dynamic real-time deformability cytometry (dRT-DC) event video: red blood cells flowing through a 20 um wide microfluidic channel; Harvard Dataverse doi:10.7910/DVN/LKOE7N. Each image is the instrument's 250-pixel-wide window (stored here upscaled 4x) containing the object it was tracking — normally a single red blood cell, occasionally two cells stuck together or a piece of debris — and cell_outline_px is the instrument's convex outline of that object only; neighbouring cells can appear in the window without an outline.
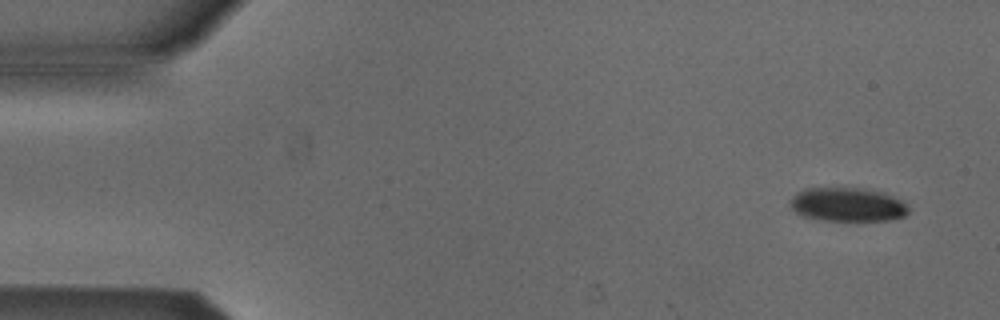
{"species": "Egyptian fruit bat (a non-hibernating species)", "species_latin": "Rousettus aegyptiacus", "temperature_condition": "cold", "stored_images_in_passage": 5, "camera_frame_rate_fps": 3000, "um_per_image_px": 0.085, "animal": {"sex": "male"}, "frame": {"image": 1, "passage_image": 1, "time_ms": 0.0, "image_size_px": [1000, 320], "cell_outline_px": [[912, 208], [904, 216], [888, 220], [856, 224], [820, 220], [804, 216], [796, 212], [792, 208], [792, 196], [796, 192], [804, 188], [864, 188], [884, 192], [904, 200]], "centroid_in_image_um": [72.13, 17.43], "position_along_channel_um": 12.9, "area_um2": 24.51}}